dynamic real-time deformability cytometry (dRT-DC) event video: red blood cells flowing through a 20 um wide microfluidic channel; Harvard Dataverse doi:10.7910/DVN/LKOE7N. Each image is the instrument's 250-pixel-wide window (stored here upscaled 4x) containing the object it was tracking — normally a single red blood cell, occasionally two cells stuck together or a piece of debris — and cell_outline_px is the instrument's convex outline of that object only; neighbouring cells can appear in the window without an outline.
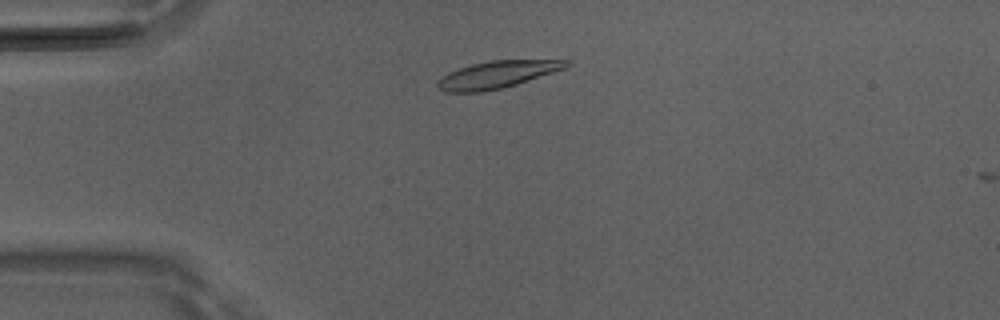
{"species": "Egyptian fruit bat (a non-hibernating species)", "species_latin": "Rousettus aegyptiacus", "temperature_condition": "room temperature", "stored_images_in_passage": 6, "camera_frame_rate_fps": 3000, "um_per_image_px": 0.085, "animal": {"sex": "male"}, "frame": {"image": 1, "passage_image": 5, "time_ms": 1.333, "image_size_px": [1000, 320], "cell_outline_px": [[572, 64], [564, 68], [504, 88], [480, 92], [444, 92], [436, 84], [436, 80], [448, 72], [472, 64], [492, 60], [572, 60]], "centroid_in_image_um": [42.23, 6.34], "position_along_channel_um": 42.8, "area_um2": 20.23}}